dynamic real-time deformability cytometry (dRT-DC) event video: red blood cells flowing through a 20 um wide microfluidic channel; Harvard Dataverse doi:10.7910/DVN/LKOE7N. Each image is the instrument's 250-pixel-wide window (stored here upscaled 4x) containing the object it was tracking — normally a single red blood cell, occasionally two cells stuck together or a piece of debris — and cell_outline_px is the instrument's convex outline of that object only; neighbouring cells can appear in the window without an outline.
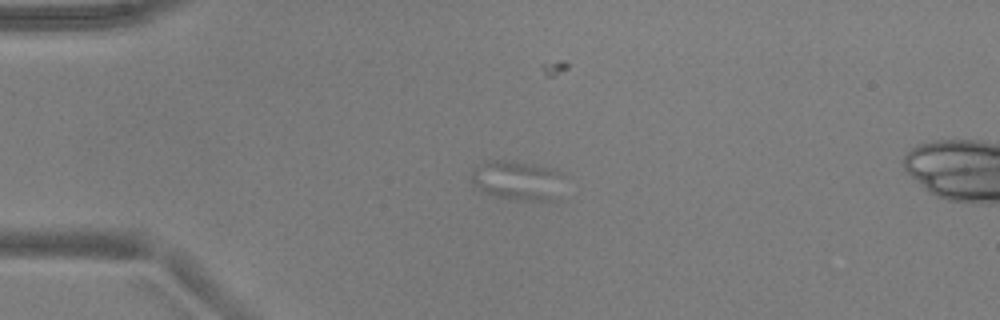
{"species": "common noctule bat (a hibernating species)", "species_latin": "Nyctalus noctula", "temperature_condition": "warm", "stored_images_in_passage": 42, "camera_frame_rate_fps": 3000, "um_per_image_px": 0.085, "animal": {"sex": "male", "body_mass_g": 17.9, "forearm_length_mm": 54.2}, "frame": {"image": 1, "passage_image": 1, "time_ms": 0.0, "image_size_px": [1000, 320], "cell_outline_px": [[564, 172], [552, 200], [516, 200], [496, 196], [480, 192], [472, 180], [472, 168], [488, 160], [512, 160], [556, 168]], "centroid_in_image_um": [43.93, 15.29], "position_along_channel_um": 41.1, "area_um2": 21.27}}
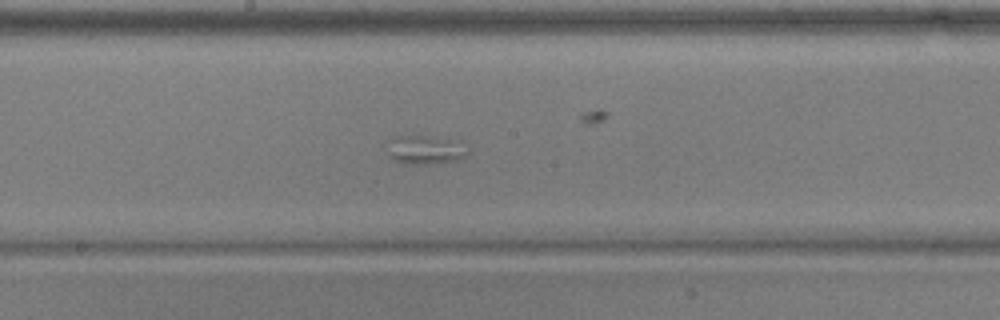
{"frame": {"image": 2, "passage_image": 17, "time_ms": 5.333, "image_size_px": [1000, 320], "cell_outline_px": [[472, 152], [456, 160], [424, 164], [404, 164], [392, 160], [388, 156], [384, 140], [400, 136], [428, 136], [448, 140]], "centroid_in_image_um": [35.96, 12.75], "position_along_channel_um": 212.2, "area_um2": 13.35}}
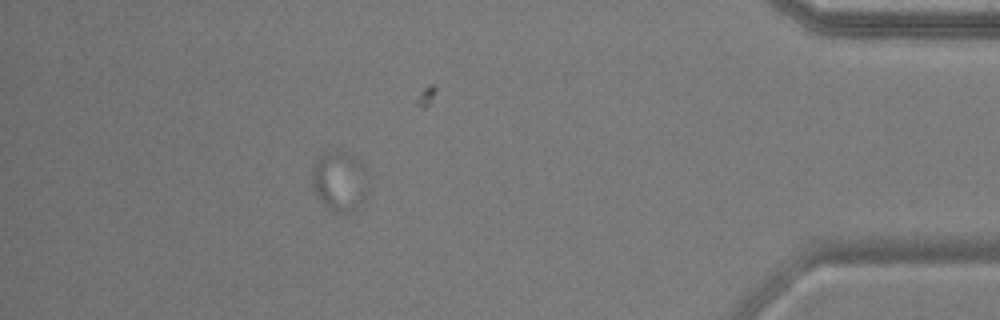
{"frame": {"image": 3, "passage_image": 36, "time_ms": 11.667, "image_size_px": [1000, 320], "cell_outline_px": [[364, 200], [356, 212], [336, 212], [324, 204], [316, 196], [312, 184], [312, 168], [316, 160], [324, 152], [336, 148], [360, 160], [364, 164]], "centroid_in_image_um": [28.82, 15.38], "position_along_channel_um": 406.4, "area_um2": 19.48}}